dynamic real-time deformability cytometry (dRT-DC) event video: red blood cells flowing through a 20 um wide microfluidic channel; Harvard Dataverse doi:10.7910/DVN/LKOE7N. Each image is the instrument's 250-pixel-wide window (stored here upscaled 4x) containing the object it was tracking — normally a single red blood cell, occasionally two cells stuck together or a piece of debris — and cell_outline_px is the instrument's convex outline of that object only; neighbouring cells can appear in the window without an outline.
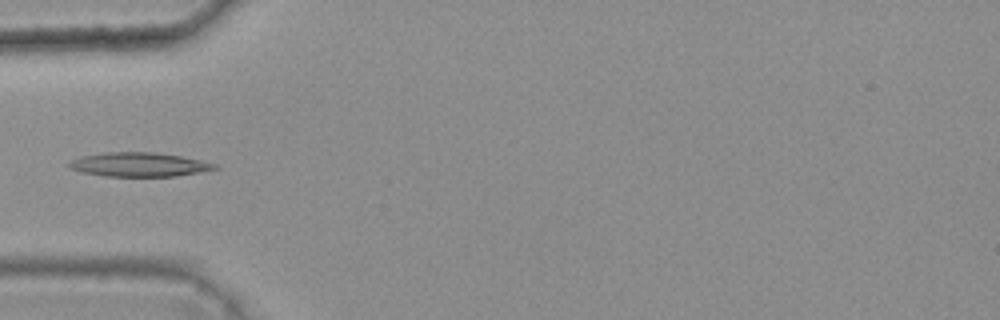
{"species": "common noctule bat (a hibernating species)", "species_latin": "Nyctalus noctula", "temperature_condition": "warm", "stored_images_in_passage": 5, "camera_frame_rate_fps": 3000, "um_per_image_px": 0.085, "animal": {"sex": "female", "body_mass_g": 25.1}, "frame": {"image": 1, "passage_image": 5, "time_ms": 1.333, "image_size_px": [1000, 320], "cell_outline_px": [[220, 168], [200, 172], [176, 176], [104, 176], [84, 172], [72, 168], [68, 164], [72, 160], [84, 156], [108, 152], [152, 152], [180, 156], [220, 164]], "centroid_in_image_um": [11.91, 13.99], "position_along_channel_um": 73.1, "area_um2": 20.17}}